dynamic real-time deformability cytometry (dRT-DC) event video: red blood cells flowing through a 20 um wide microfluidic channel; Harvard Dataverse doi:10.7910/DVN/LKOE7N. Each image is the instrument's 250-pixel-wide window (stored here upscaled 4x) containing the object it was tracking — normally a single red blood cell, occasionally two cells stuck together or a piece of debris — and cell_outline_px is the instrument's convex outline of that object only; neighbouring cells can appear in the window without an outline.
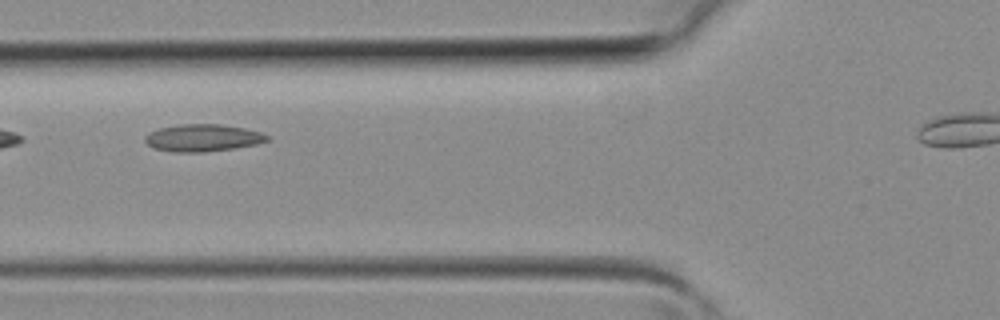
{"species": "common noctule bat (a hibernating species)", "species_latin": "Nyctalus noctula", "temperature_condition": "room temperature", "stored_images_in_passage": 3, "camera_frame_rate_fps": 3000, "um_per_image_px": 0.085, "animal": {"sex": "female", "body_mass_g": 19.3, "forearm_length_mm": 54.1}, "frame": {"image": 1, "passage_image": 2, "time_ms": 0.333, "image_size_px": [1000, 320], "cell_outline_px": [[268, 140], [256, 144], [236, 148], [204, 152], [176, 152], [156, 148], [148, 144], [144, 140], [144, 136], [148, 132], [160, 128], [176, 124], [220, 124], [244, 128], [260, 132], [268, 136]], "centroid_in_image_um": [17.21, 11.71], "position_along_channel_um": 108.6, "area_um2": 19.31}}